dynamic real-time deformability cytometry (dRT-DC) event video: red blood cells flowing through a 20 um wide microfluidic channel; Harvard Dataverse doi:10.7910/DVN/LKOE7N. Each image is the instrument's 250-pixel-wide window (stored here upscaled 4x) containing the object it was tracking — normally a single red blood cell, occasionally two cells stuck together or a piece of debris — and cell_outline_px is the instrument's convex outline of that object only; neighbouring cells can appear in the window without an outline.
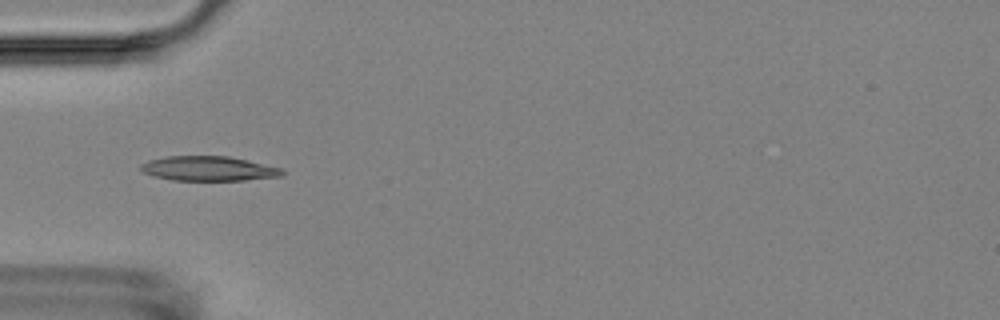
{"species": "Egyptian fruit bat (a non-hibernating species)", "species_latin": "Rousettus aegyptiacus", "temperature_condition": "room temperature", "stored_images_in_passage": 13, "camera_frame_rate_fps": 3000, "um_per_image_px": 0.085, "animal": {"sex": "female"}, "frame": {"image": 1, "passage_image": 5, "time_ms": 5.667, "image_size_px": [1000, 320], "cell_outline_px": [[284, 176], [244, 180], [172, 180], [152, 176], [144, 172], [140, 168], [140, 164], [148, 160], [168, 156], [228, 156], [248, 160], [284, 168]], "centroid_in_image_um": [17.76, 14.33], "position_along_channel_um": 67.2, "area_um2": 20.46}}
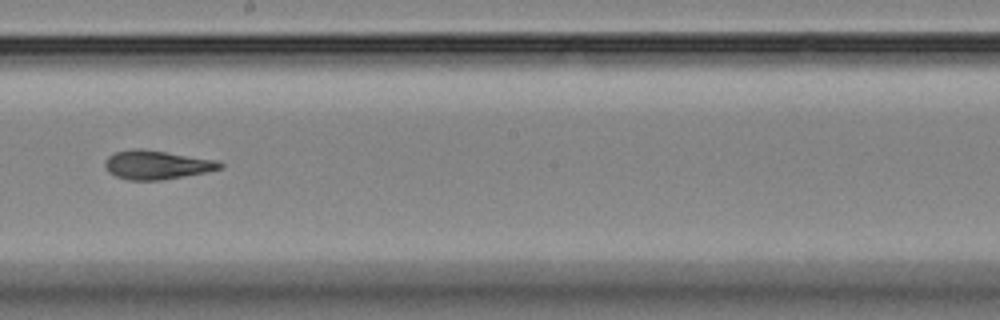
{"frame": {"image": 2, "passage_image": 9, "time_ms": 10.333, "image_size_px": [1000, 320], "cell_outline_px": [[224, 168], [208, 172], [160, 180], [128, 180], [116, 176], [108, 172], [104, 164], [108, 156], [116, 152], [132, 148], [140, 148], [216, 160], [224, 164]], "centroid_in_image_um": [13.33, 14.01], "position_along_channel_um": 234.9, "area_um2": 19.31}}
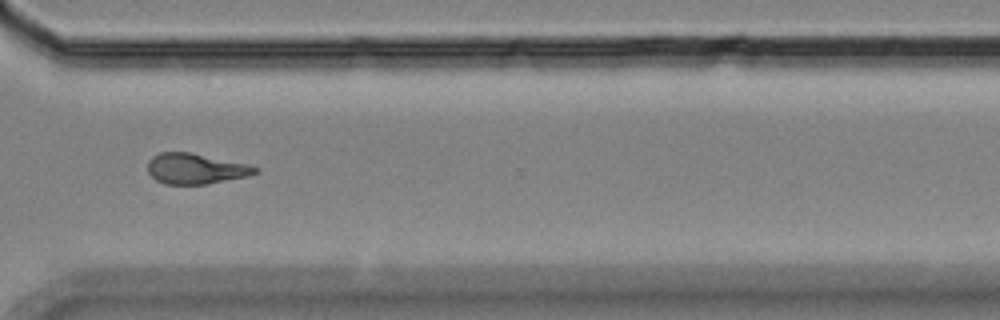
{"frame": {"image": 3, "passage_image": 12, "time_ms": 13.667, "image_size_px": [1000, 320], "cell_outline_px": [[260, 172], [248, 176], [208, 184], [164, 184], [156, 180], [148, 172], [148, 160], [152, 156], [160, 152], [188, 152], [248, 164], [260, 168]], "centroid_in_image_um": [16.64, 14.34], "position_along_channel_um": 354.0, "area_um2": 19.19}, "authors_computed_cell_mechanics": {"area_um2": 19.1896, "velocity_mm_per_s": 3.5801, "shape_relaxation_time_tau1_ms": 6.0098, "shape_relaxation_time_tau2_ms": 3.7349, "deformation_change_tau1": 0.1594, "deformation_change_tau2": 0.081}}